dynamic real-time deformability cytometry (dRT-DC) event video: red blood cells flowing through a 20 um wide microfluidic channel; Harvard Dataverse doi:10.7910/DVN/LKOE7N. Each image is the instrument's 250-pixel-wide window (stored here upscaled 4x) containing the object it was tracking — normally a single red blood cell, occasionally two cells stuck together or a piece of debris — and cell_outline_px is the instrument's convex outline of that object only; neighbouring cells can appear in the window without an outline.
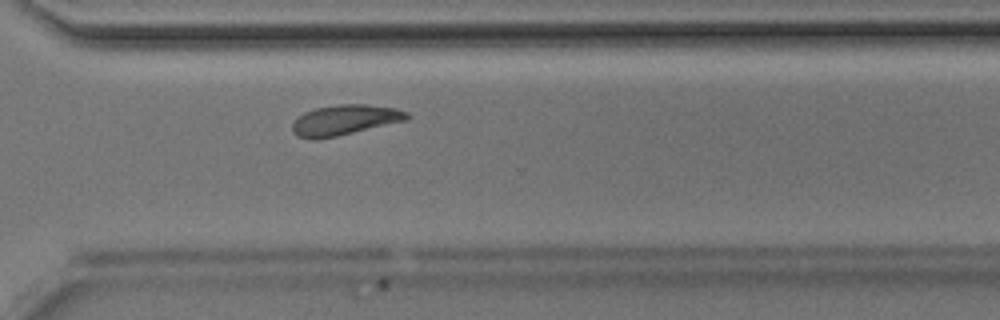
{"species": "Egyptian fruit bat (a non-hibernating species)", "species_latin": "Rousettus aegyptiacus", "temperature_condition": "room temperature", "stored_images_in_passage": 32, "camera_frame_rate_fps": 3000, "um_per_image_px": 0.085, "animal": {"sex": "male"}, "frame": {"image": 1, "passage_image": 28, "time_ms": 9.0, "image_size_px": [1000, 320], "cell_outline_px": [[412, 116], [408, 120], [336, 136], [316, 140], [308, 140], [296, 136], [292, 132], [292, 124], [304, 112], [316, 108], [336, 104], [364, 104], [396, 108], [408, 112]], "centroid_in_image_um": [29.31, 10.21], "position_along_channel_um": 341.3, "area_um2": 20.4}}